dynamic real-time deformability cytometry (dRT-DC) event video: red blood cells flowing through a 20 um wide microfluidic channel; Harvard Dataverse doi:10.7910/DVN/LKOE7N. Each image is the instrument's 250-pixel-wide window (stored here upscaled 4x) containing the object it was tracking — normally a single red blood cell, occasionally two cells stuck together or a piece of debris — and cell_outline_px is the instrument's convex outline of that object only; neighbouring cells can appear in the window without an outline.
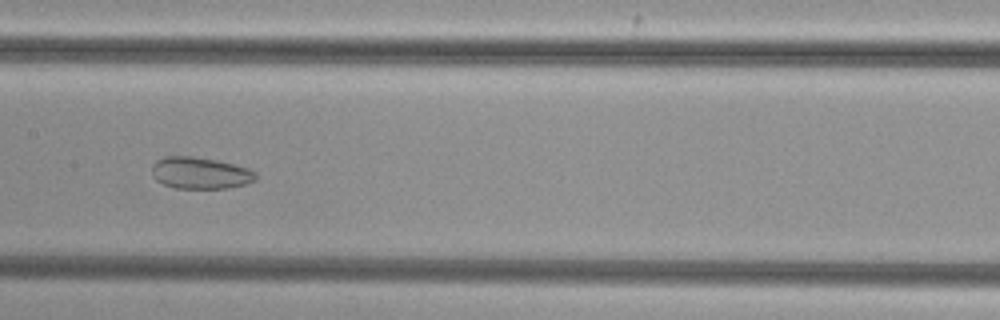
{"species": "common noctule bat (a hibernating species)", "species_latin": "Nyctalus noctula", "temperature_condition": "cold", "stored_images_in_passage": 43, "camera_frame_rate_fps": 3000, "um_per_image_px": 0.085, "animal": {"sex": "female", "body_mass_g": 29.2, "forearm_length_mm": 56.3}, "frame": {"image": 1, "passage_image": 18, "time_ms": 5.667, "image_size_px": [1000, 320], "cell_outline_px": [[256, 180], [244, 184], [228, 188], [172, 188], [156, 180], [152, 176], [152, 164], [156, 160], [164, 156], [192, 156], [216, 160], [248, 168], [256, 172]], "centroid_in_image_um": [16.98, 14.7], "position_along_channel_um": 190.4, "area_um2": 19.25}}
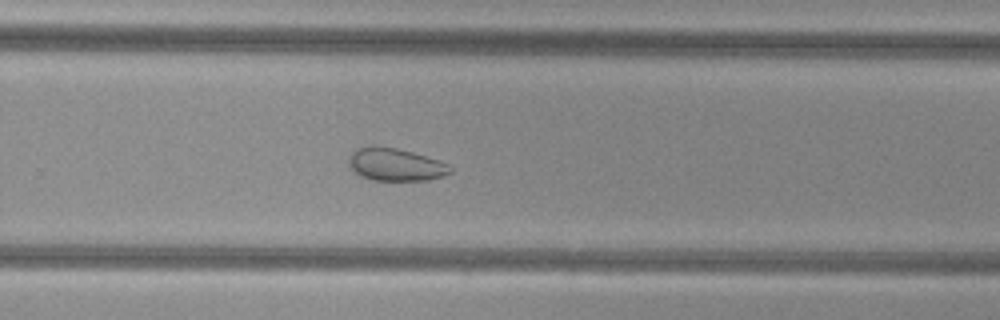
{"frame": {"image": 2, "passage_image": 26, "time_ms": 8.333, "image_size_px": [1000, 320], "cell_outline_px": [[452, 172], [428, 180], [372, 180], [360, 176], [352, 168], [348, 160], [348, 156], [356, 148], [372, 144], [396, 148], [412, 152], [440, 160], [448, 164], [452, 168]], "centroid_in_image_um": [33.59, 13.96], "position_along_channel_um": 296.2, "area_um2": 19.42}}
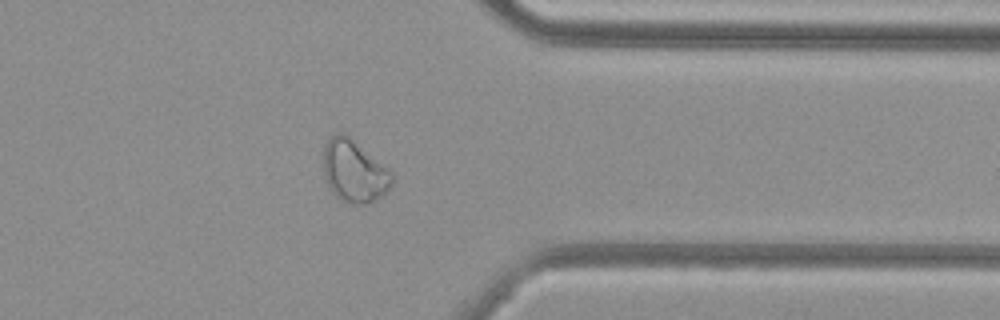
{"frame": {"image": 3, "passage_image": 33, "time_ms": 10.667, "image_size_px": [1000, 320], "cell_outline_px": [[392, 184], [388, 192], [376, 200], [364, 204], [352, 204], [340, 200], [328, 188], [324, 176], [324, 144], [336, 132], [344, 132], [392, 172]], "centroid_in_image_um": [30.09, 14.57], "position_along_channel_um": 381.3, "area_um2": 24.91}}